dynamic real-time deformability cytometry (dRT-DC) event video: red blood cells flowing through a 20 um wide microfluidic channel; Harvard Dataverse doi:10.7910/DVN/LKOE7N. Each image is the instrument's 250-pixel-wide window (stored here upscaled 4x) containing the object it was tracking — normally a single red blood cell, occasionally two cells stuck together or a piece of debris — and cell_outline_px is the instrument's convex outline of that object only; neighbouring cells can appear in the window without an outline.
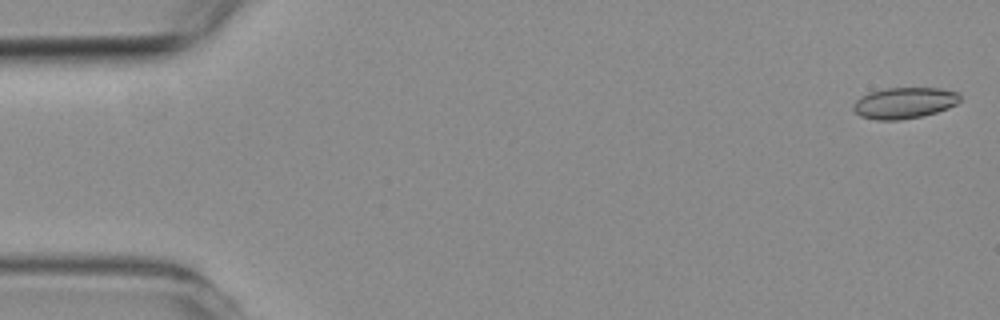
{"species": "common noctule bat (a hibernating species)", "species_latin": "Nyctalus noctula", "temperature_condition": "room temperature", "stored_images_in_passage": 7, "camera_frame_rate_fps": 3000, "um_per_image_px": 0.085, "animal": {"sex": "female", "body_mass_g": 19.3, "forearm_length_mm": 54.1}, "frame": {"image": 1, "passage_image": 1, "time_ms": 0.0, "image_size_px": [1000, 320], "cell_outline_px": [[960, 100], [956, 104], [948, 108], [924, 116], [900, 120], [876, 120], [860, 116], [852, 108], [852, 104], [860, 96], [868, 92], [888, 88], [940, 88], [960, 92]], "centroid_in_image_um": [76.86, 8.75], "position_along_channel_um": 8.1, "area_um2": 19.59}}
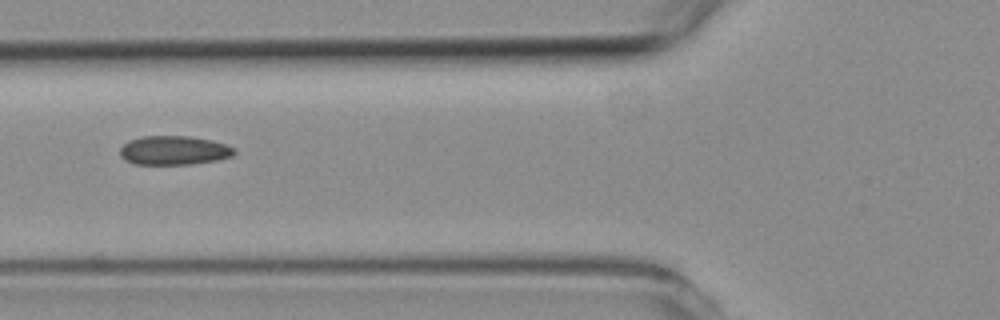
{"frame": {"image": 2, "passage_image": 6, "time_ms": 6.0, "image_size_px": [1000, 320], "cell_outline_px": [[236, 152], [232, 156], [220, 160], [192, 164], [132, 164], [124, 160], [120, 156], [120, 148], [128, 140], [144, 136], [188, 136], [212, 140], [228, 144], [236, 148]], "centroid_in_image_um": [14.81, 12.78], "position_along_channel_um": 111.0, "area_um2": 19.65}}
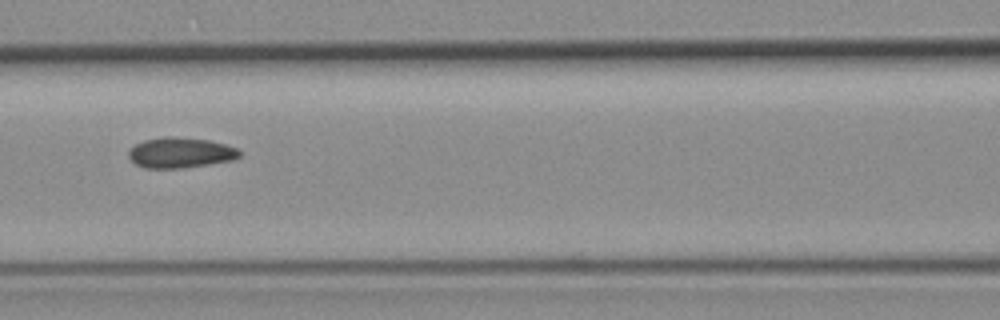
{"frame": {"image": 3, "passage_image": 7, "time_ms": 7.0, "image_size_px": [1000, 320], "cell_outline_px": [[240, 156], [232, 160], [184, 168], [144, 168], [136, 164], [128, 156], [128, 152], [136, 144], [144, 140], [168, 136], [172, 136], [208, 140], [224, 144], [236, 148], [240, 152]], "centroid_in_image_um": [15.32, 12.98], "position_along_channel_um": 151.3, "area_um2": 19.48}}